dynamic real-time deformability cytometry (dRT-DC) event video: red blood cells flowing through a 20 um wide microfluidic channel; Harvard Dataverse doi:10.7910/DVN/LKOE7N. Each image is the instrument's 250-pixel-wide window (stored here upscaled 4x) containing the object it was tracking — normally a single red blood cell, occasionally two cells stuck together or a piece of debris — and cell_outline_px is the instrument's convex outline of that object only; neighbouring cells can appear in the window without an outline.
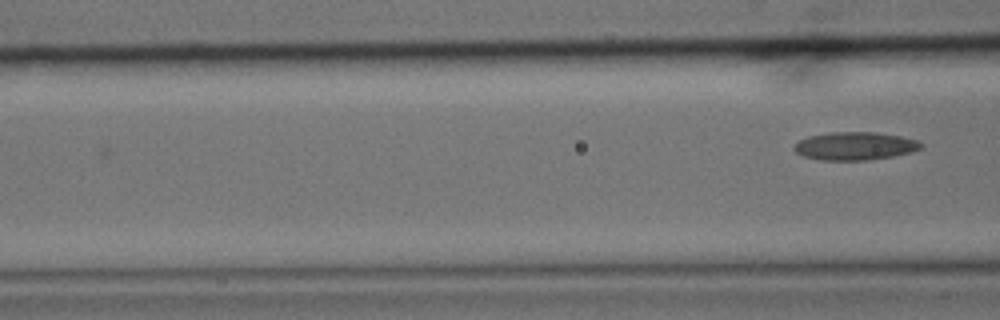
{"species": "common noctule bat (a hibernating species)", "species_latin": "Nyctalus noctula", "temperature_condition": "cold", "stored_images_in_passage": 4, "camera_frame_rate_fps": 3000, "um_per_image_px": 0.085, "animal": {"sex": "male", "body_mass_g": 15.6}, "frame": {"image": 1, "passage_image": 4, "time_ms": 1.0, "image_size_px": [1000, 320], "cell_outline_px": [[924, 144], [920, 148], [912, 152], [892, 156], [864, 160], [820, 160], [804, 156], [796, 152], [792, 148], [800, 140], [808, 136], [832, 132], [876, 132], [900, 136], [916, 140]], "centroid_in_image_um": [72.66, 12.41], "position_along_channel_um": 93.9, "area_um2": 20.58}}